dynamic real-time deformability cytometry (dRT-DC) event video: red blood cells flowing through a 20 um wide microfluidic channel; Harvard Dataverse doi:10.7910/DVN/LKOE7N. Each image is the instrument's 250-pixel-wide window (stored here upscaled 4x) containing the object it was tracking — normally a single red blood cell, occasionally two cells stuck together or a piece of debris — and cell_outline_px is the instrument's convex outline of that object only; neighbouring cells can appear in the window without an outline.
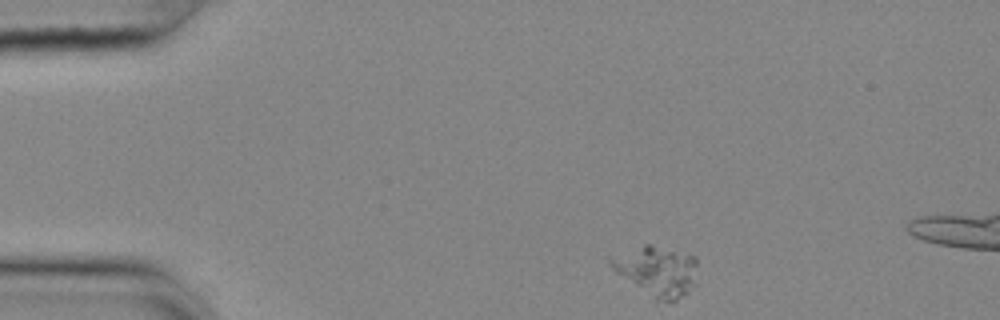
{"species": "common noctule bat (a hibernating species)", "species_latin": "Nyctalus noctula", "temperature_condition": "cold", "stored_images_in_passage": 49, "camera_frame_rate_fps": 3000, "um_per_image_px": 0.085, "animal": {"sex": "female", "body_mass_g": 25.1}, "frame": {"image": 1, "passage_image": 1, "time_ms": 0.0, "image_size_px": [1000, 320], "cell_outline_px": [[696, 284], [688, 292], [676, 300], [656, 300], [616, 272], [608, 264], [608, 256], [644, 244], [652, 244], [696, 256]], "centroid_in_image_um": [55.83, 22.99], "position_along_channel_um": 29.2, "area_um2": 25.2}}
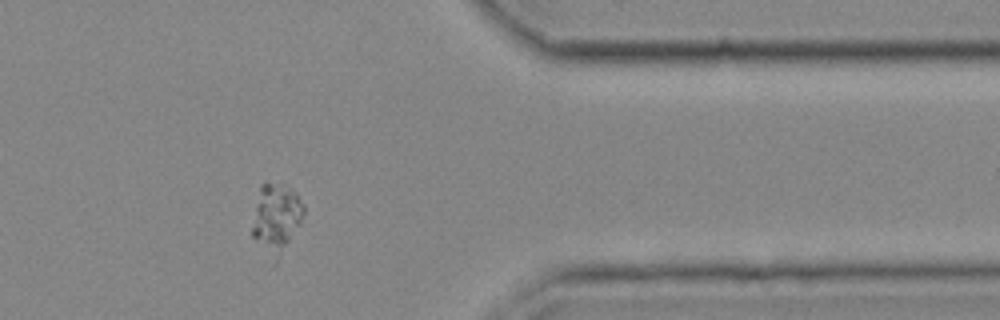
{"frame": {"image": 2, "passage_image": 38, "time_ms": 12.333, "image_size_px": [1000, 320], "cell_outline_px": [[304, 212], [300, 224], [288, 240], [284, 244], [276, 244], [252, 236], [252, 228], [260, 184], [268, 184], [288, 188], [304, 204]], "centroid_in_image_um": [23.52, 18.2], "position_along_channel_um": 387.9, "area_um2": 17.05}}
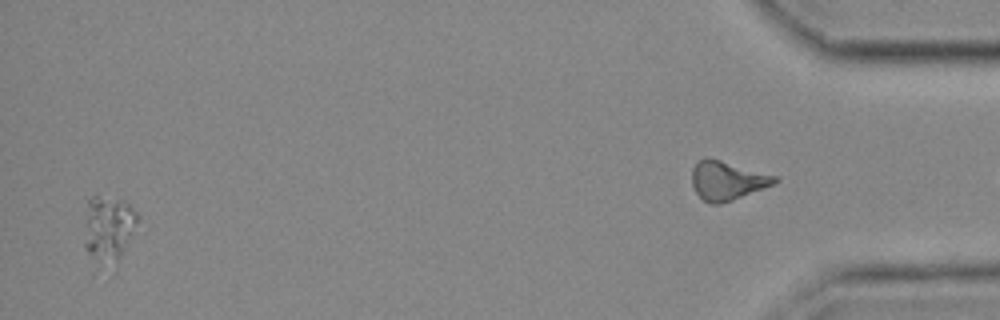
{"frame": {"image": 3, "passage_image": 47, "time_ms": 15.333, "image_size_px": [1000, 320], "cell_outline_px": [[136, 220], [132, 232], [124, 248], [116, 256], [88, 252], [84, 248], [84, 244], [88, 200], [92, 196], [120, 196], [136, 212]], "centroid_in_image_um": [9.21, 19.12], "position_along_channel_um": 426.0, "area_um2": 18.21}}